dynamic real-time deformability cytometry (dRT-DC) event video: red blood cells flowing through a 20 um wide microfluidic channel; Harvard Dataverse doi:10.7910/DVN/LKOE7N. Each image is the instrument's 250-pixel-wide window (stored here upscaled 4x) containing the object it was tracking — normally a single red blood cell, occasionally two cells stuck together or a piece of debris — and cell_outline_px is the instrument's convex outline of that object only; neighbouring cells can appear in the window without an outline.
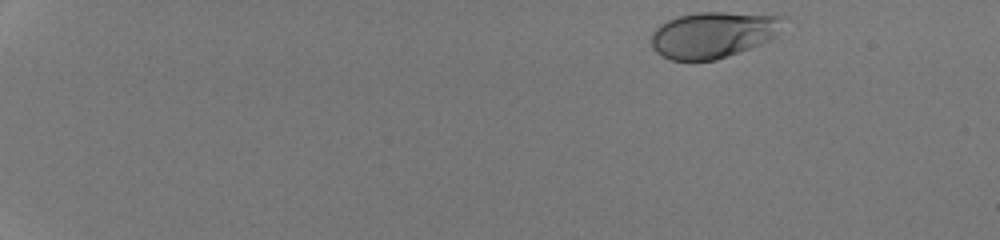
{"species": "human", "species_latin": "Homo sapiens", "temperature_condition": "room temperature", "stored_images_in_passage": 45, "camera_frame_rate_fps": 3000, "um_per_image_px": 0.085, "donor": {"sex": "male"}, "frame": {"image": 1, "passage_image": 1, "time_ms": 0.0, "image_size_px": [1000, 240], "cell_outline_px": [[788, 16], [776, 36], [760, 44], [728, 56], [716, 60], [672, 60], [656, 52], [652, 48], [652, 32], [660, 24], [668, 20], [680, 16], [696, 12], [724, 12]], "centroid_in_image_um": [60.64, 2.94], "position_along_channel_um": 24.4, "area_um2": 35.49}}
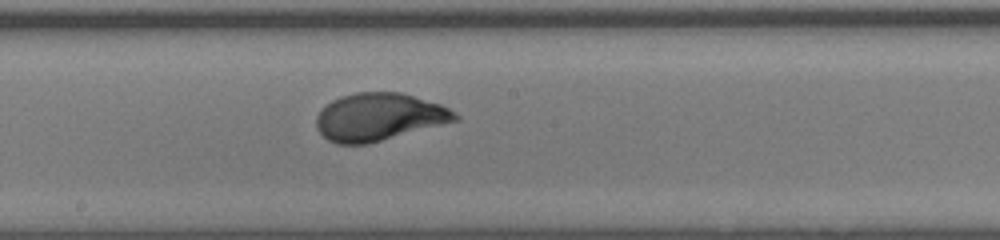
{"frame": {"image": 2, "passage_image": 26, "time_ms": 8.333, "image_size_px": [1000, 240], "cell_outline_px": [[460, 120], [368, 144], [336, 144], [328, 140], [316, 128], [316, 116], [332, 100], [340, 96], [356, 92], [400, 92], [440, 104], [456, 112], [460, 116]], "centroid_in_image_um": [32.23, 9.95], "position_along_channel_um": 216.0, "area_um2": 38.49}}
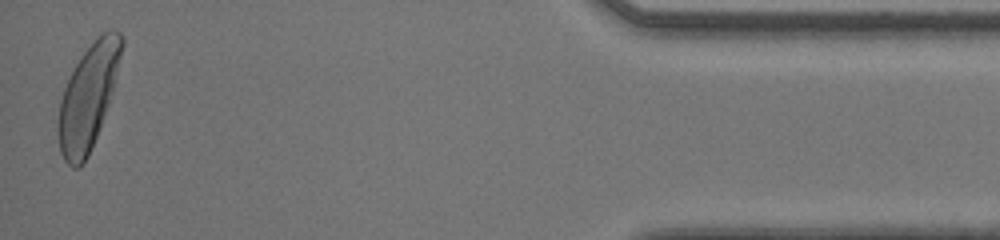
{"frame": {"image": 3, "passage_image": 45, "time_ms": 14.667, "image_size_px": [1000, 240], "cell_outline_px": [[124, 44], [112, 92], [100, 128], [88, 156], [80, 168], [72, 168], [64, 160], [60, 152], [56, 132], [56, 124], [60, 100], [64, 88], [80, 56], [104, 32], [112, 28], [120, 32], [124, 40]], "centroid_in_image_um": [7.47, 8.29], "position_along_channel_um": 427.7, "area_um2": 38.49}, "authors_computed_cell_mechanics": {"area_um2": 37.0498, "velocity_mm_per_s": 4.2506, "shape_relaxation_time_tau1_ms": 2.5281, "shape_relaxation_time_tau2_ms": null, "deformation_change_tau1": 0.1599, "deformation_change_tau2": null}}